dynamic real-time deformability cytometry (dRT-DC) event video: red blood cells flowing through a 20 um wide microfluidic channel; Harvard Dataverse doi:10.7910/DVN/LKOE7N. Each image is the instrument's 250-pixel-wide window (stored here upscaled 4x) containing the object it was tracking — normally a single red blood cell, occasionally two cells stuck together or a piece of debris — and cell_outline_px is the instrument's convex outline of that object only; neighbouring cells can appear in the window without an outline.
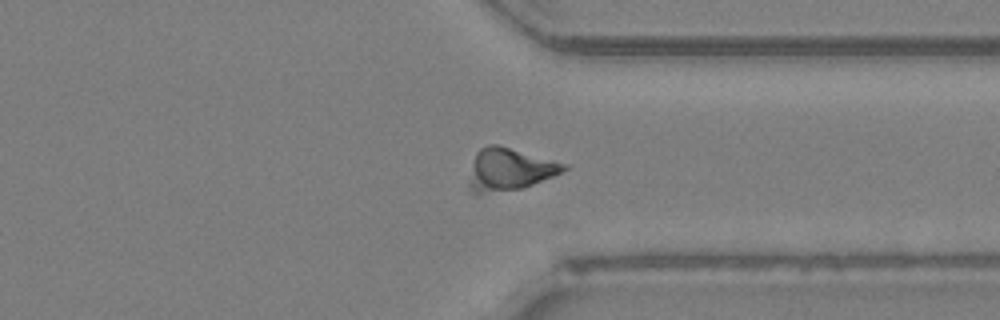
{"species": "Egyptian fruit bat (a non-hibernating species)", "species_latin": "Rousettus aegyptiacus", "temperature_condition": "room temperature", "stored_images_in_passage": 53, "camera_frame_rate_fps": 3000, "um_per_image_px": 0.085, "animal": {"sex": "female"}, "frame": {"image": 1, "passage_image": 40, "time_ms": 13.0, "image_size_px": [1000, 320], "cell_outline_px": [[568, 168], [552, 176], [532, 184], [520, 188], [480, 192], [472, 192], [468, 184], [476, 152], [480, 148], [488, 144], [496, 144], [568, 164]], "centroid_in_image_um": [43.3, 14.36], "position_along_channel_um": 368.1, "area_um2": 22.54}}
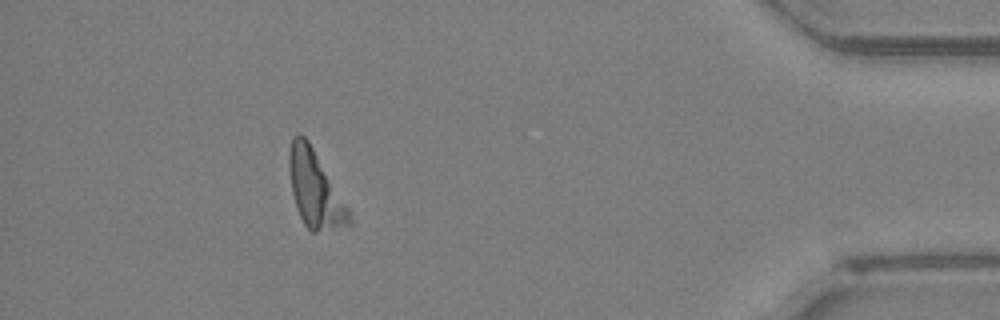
{"frame": {"image": 2, "passage_image": 47, "time_ms": 15.333, "image_size_px": [1000, 320], "cell_outline_px": [[352, 224], [316, 232], [312, 232], [304, 224], [296, 208], [292, 192], [288, 164], [288, 152], [292, 136], [300, 132], [308, 140], [348, 208], [352, 220]], "centroid_in_image_um": [26.73, 16.07], "position_along_channel_um": 408.5, "area_um2": 26.36}}